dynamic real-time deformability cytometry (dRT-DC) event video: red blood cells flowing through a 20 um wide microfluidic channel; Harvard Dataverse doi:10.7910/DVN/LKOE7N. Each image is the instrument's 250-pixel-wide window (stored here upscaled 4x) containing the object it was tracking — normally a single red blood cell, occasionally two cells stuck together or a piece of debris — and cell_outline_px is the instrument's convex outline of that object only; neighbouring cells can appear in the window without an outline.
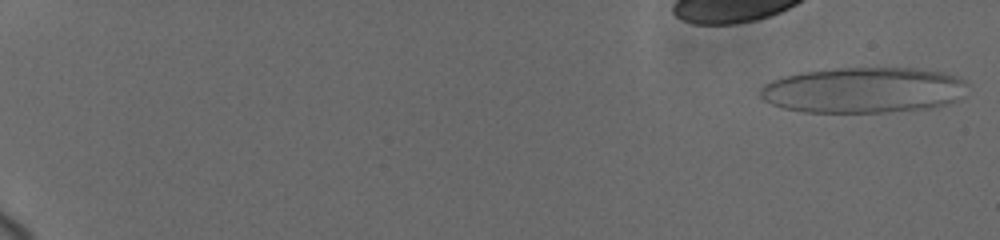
{"species": "human", "species_latin": "Homo sapiens", "temperature_condition": "cold", "stored_images_in_passage": 16, "camera_frame_rate_fps": 3000, "um_per_image_px": 0.085, "donor": {"sex": "female"}, "frame": {"image": 1, "passage_image": 1, "time_ms": 0.0, "image_size_px": [1000, 240], "cell_outline_px": [[964, 80], [952, 100], [928, 108], [880, 112], [804, 112], [784, 108], [772, 104], [764, 100], [760, 96], [760, 88], [764, 84], [772, 80], [784, 76], [804, 72], [832, 68], [912, 68], [936, 72], [952, 76]], "centroid_in_image_um": [73.18, 7.66], "position_along_channel_um": 11.8, "area_um2": 53.7}}